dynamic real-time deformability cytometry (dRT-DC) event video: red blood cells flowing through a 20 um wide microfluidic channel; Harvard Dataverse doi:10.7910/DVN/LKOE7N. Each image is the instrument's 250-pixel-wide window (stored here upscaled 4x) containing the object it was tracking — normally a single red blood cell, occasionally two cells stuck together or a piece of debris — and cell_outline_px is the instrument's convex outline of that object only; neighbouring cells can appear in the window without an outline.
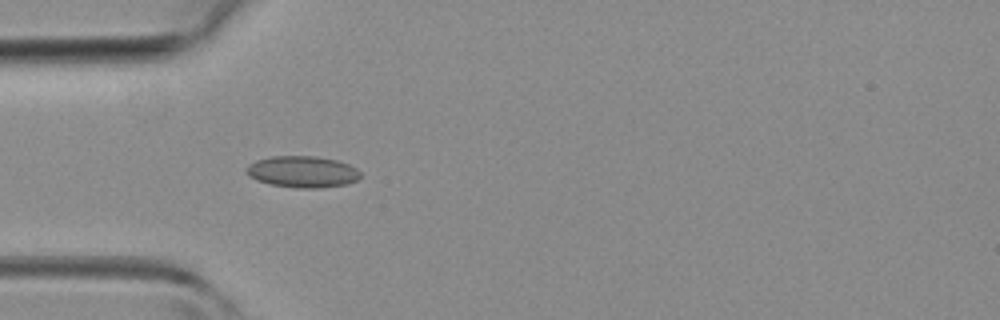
{"species": "common noctule bat (a hibernating species)", "species_latin": "Nyctalus noctula", "temperature_condition": "room temperature", "stored_images_in_passage": 43, "camera_frame_rate_fps": 3000, "um_per_image_px": 0.085, "animal": {"sex": "female", "body_mass_g": 19.3, "forearm_length_mm": 54.1}, "frame": {"image": 1, "passage_image": 12, "time_ms": 3.667, "image_size_px": [1000, 320], "cell_outline_px": [[360, 176], [356, 180], [344, 184], [320, 188], [300, 188], [272, 184], [256, 180], [248, 176], [248, 164], [256, 160], [272, 156], [316, 156], [336, 160], [348, 164], [356, 168], [360, 172]], "centroid_in_image_um": [25.71, 14.59], "position_along_channel_um": 59.3, "area_um2": 20.69}}
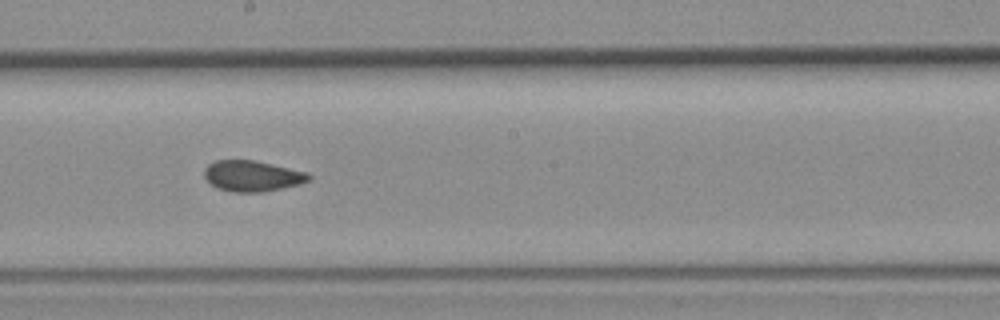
{"frame": {"image": 2, "passage_image": 23, "time_ms": 7.333, "image_size_px": [1000, 320], "cell_outline_px": [[312, 180], [300, 184], [264, 192], [232, 192], [216, 188], [204, 176], [204, 168], [208, 164], [216, 160], [252, 160], [308, 172], [312, 176]], "centroid_in_image_um": [21.46, 14.96], "position_along_channel_um": 226.7, "area_um2": 18.84}}
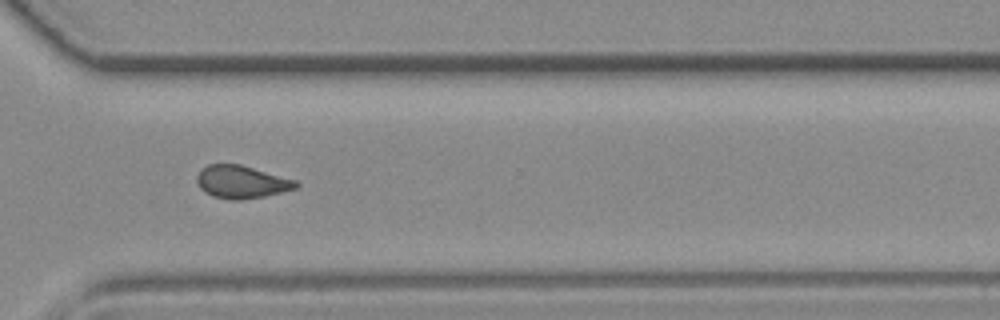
{"frame": {"image": 3, "passage_image": 31, "time_ms": 10.0, "image_size_px": [1000, 320], "cell_outline_px": [[300, 184], [296, 188], [264, 196], [240, 200], [228, 200], [212, 196], [204, 192], [200, 188], [196, 180], [196, 176], [208, 164], [240, 164], [296, 180]], "centroid_in_image_um": [20.51, 15.47], "position_along_channel_um": 350.1, "area_um2": 18.84}}